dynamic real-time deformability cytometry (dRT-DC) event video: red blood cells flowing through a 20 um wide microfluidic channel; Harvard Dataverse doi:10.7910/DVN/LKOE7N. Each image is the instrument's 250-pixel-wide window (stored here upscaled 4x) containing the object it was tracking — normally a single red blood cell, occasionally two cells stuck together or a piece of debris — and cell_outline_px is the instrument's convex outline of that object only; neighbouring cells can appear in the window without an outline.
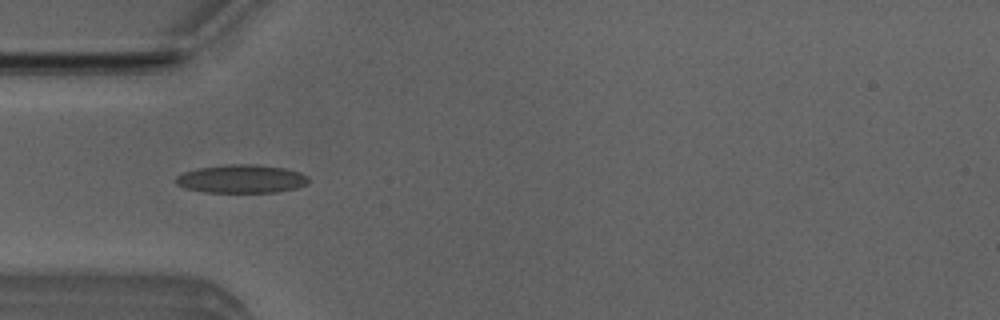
{"species": "Egyptian fruit bat (a non-hibernating species)", "species_latin": "Rousettus aegyptiacus", "temperature_condition": "room temperature", "stored_images_in_passage": 5, "camera_frame_rate_fps": 3000, "um_per_image_px": 0.085, "animal": {"sex": "male"}, "frame": {"image": 1, "passage_image": 5, "time_ms": 1.333, "image_size_px": [1000, 320], "cell_outline_px": [[308, 184], [296, 188], [276, 192], [204, 192], [188, 188], [176, 184], [176, 176], [184, 172], [200, 168], [228, 164], [256, 164], [284, 168], [300, 172], [308, 176]], "centroid_in_image_um": [20.56, 15.2], "position_along_channel_um": 64.4, "area_um2": 21.79}}